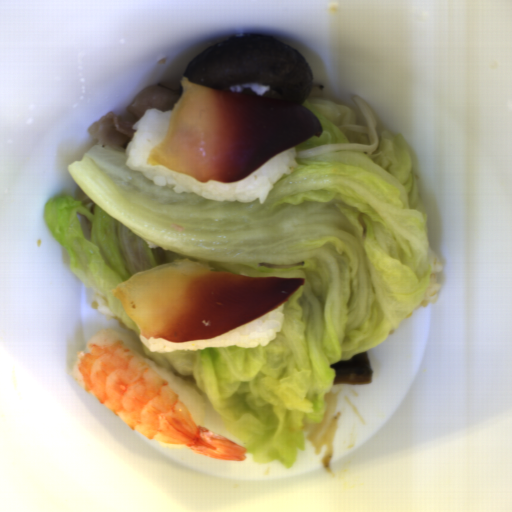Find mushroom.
<instances>
[{"label":"mushroom","mask_w":512,"mask_h":512,"mask_svg":"<svg viewBox=\"0 0 512 512\" xmlns=\"http://www.w3.org/2000/svg\"><path fill=\"white\" fill-rule=\"evenodd\" d=\"M184 77L220 91L282 98L303 104L314 89L303 53L267 35L227 37L186 62Z\"/></svg>","instance_id":"983e1aa8"}]
</instances>
